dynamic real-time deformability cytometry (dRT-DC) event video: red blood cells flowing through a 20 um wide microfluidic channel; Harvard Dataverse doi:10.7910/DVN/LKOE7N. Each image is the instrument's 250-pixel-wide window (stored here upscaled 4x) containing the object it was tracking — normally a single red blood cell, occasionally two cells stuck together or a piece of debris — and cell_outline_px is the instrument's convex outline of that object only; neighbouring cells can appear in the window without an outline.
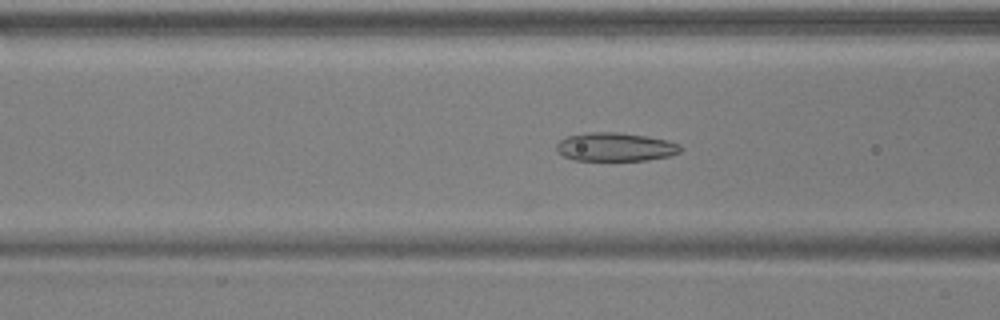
{"species": "common noctule bat (a hibernating species)", "species_latin": "Nyctalus noctula", "temperature_condition": "warm", "stored_images_in_passage": 39, "camera_frame_rate_fps": 3000, "um_per_image_px": 0.085, "animal": {"sex": "male", "body_mass_g": 17.9, "forearm_length_mm": 54.2}, "frame": {"image": 1, "passage_image": 9, "time_ms": 2.667, "image_size_px": [1000, 320], "cell_outline_px": [[680, 152], [668, 156], [648, 160], [576, 160], [564, 156], [556, 152], [556, 144], [560, 140], [568, 136], [592, 132], [616, 132], [648, 136], [668, 140], [680, 144]], "centroid_in_image_um": [52.3, 12.49], "position_along_channel_um": 114.3, "area_um2": 20.58}}
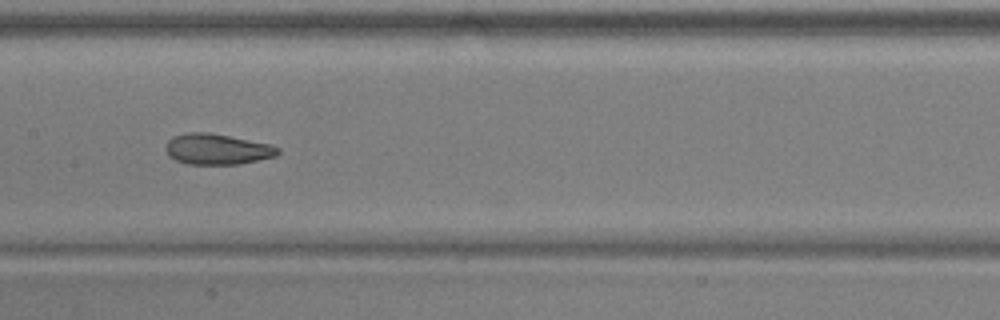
{"frame": {"image": 2, "passage_image": 15, "time_ms": 4.667, "image_size_px": [1000, 320], "cell_outline_px": [[280, 152], [276, 156], [240, 164], [188, 164], [176, 160], [168, 156], [164, 148], [168, 140], [172, 136], [188, 132], [208, 132], [272, 144], [280, 148]], "centroid_in_image_um": [18.45, 12.67], "position_along_channel_um": 188.9, "area_um2": 20.29}}
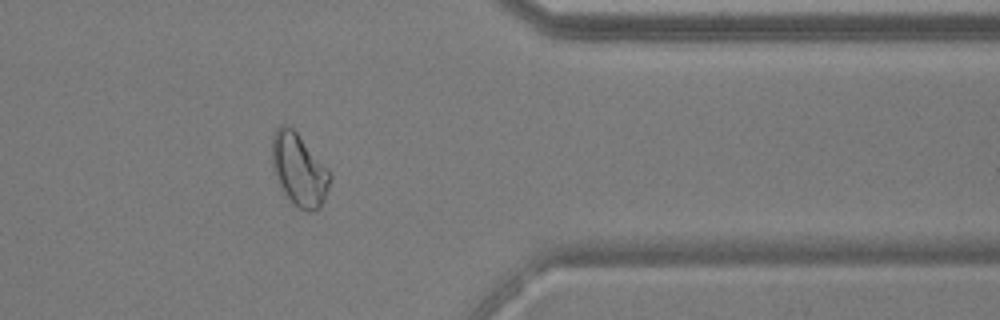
{"frame": {"image": 3, "passage_image": 32, "time_ms": 10.333, "image_size_px": [1000, 320], "cell_outline_px": [[332, 176], [324, 200], [320, 208], [308, 212], [300, 208], [284, 192], [276, 176], [272, 164], [272, 136], [276, 128], [280, 124], [288, 124], [296, 132], [332, 172]], "centroid_in_image_um": [25.44, 14.39], "position_along_channel_um": 386.0, "area_um2": 24.22}}